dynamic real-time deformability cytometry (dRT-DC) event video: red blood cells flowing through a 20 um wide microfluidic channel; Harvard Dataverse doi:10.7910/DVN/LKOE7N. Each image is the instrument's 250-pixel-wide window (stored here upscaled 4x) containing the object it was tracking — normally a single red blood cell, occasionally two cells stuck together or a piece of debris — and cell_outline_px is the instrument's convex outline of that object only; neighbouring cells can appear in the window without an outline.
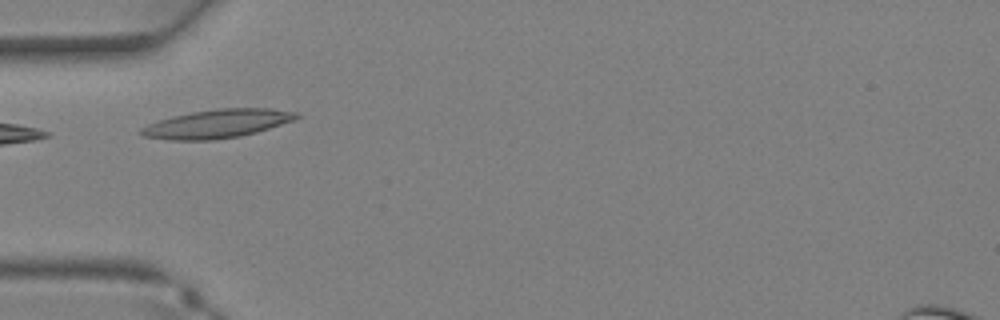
{"species": "Egyptian fruit bat (a non-hibernating species)", "species_latin": "Rousettus aegyptiacus", "temperature_condition": "warm", "stored_images_in_passage": 16, "camera_frame_rate_fps": 3000, "um_per_image_px": 0.085, "animal": {"sex": "female"}, "frame": {"image": 1, "passage_image": 1, "time_ms": 0.0, "image_size_px": [1000, 320], "cell_outline_px": [[300, 116], [296, 120], [256, 132], [240, 136], [212, 140], [172, 140], [144, 136], [136, 132], [140, 128], [148, 124], [172, 116], [192, 112], [220, 108], [272, 108], [300, 112]], "centroid_in_image_um": [18.5, 10.51], "position_along_channel_um": 66.5, "area_um2": 25.95}}
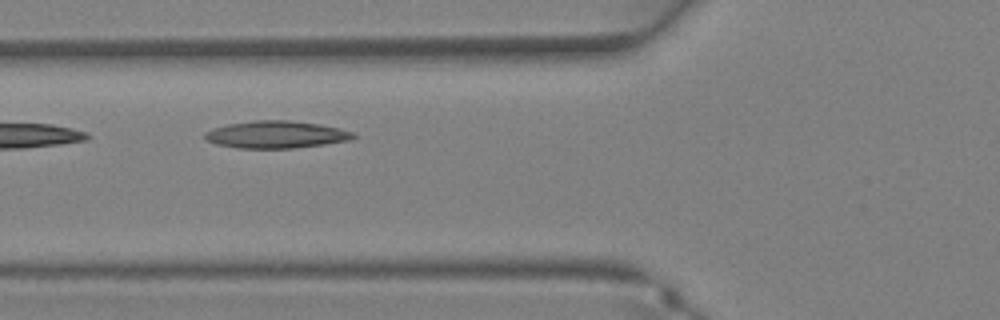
{"frame": {"image": 2, "passage_image": 3, "time_ms": 0.667, "image_size_px": [1000, 320], "cell_outline_px": [[356, 136], [348, 140], [324, 144], [292, 148], [236, 148], [216, 144], [208, 140], [204, 136], [204, 132], [212, 128], [228, 124], [256, 120], [288, 120], [320, 124], [340, 128], [352, 132]], "centroid_in_image_um": [23.44, 11.43], "position_along_channel_um": 102.4, "area_um2": 23.47}}